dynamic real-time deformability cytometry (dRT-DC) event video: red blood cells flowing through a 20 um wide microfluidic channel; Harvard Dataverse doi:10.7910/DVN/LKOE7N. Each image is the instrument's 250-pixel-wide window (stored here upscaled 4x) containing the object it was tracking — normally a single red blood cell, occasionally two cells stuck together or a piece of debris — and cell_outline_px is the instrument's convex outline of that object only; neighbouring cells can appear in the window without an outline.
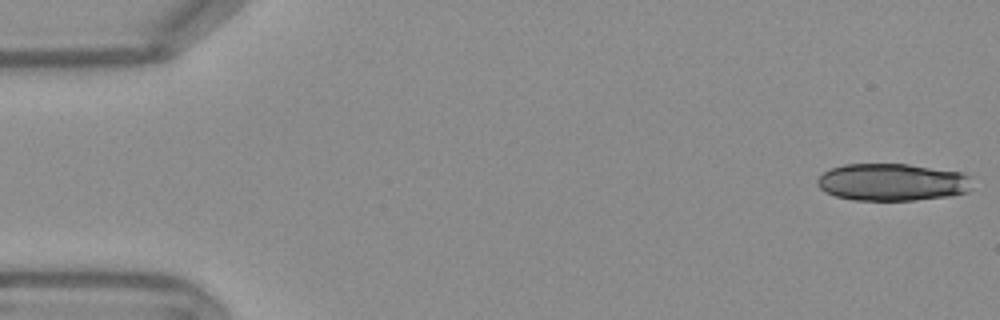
{"species": "Egyptian fruit bat (a non-hibernating species)", "species_latin": "Rousettus aegyptiacus", "temperature_condition": "warm", "stored_images_in_passage": 8, "camera_frame_rate_fps": 3000, "um_per_image_px": 0.085, "frame": {"image": 1, "passage_image": 1, "time_ms": 0.0, "image_size_px": [1000, 320], "cell_outline_px": [[968, 192], [948, 196], [916, 200], [852, 200], [836, 196], [824, 192], [816, 184], [816, 180], [824, 172], [832, 168], [844, 164], [908, 164], [960, 172], [968, 176]], "centroid_in_image_um": [75.77, 15.49], "position_along_channel_um": 9.2, "area_um2": 33.47}}